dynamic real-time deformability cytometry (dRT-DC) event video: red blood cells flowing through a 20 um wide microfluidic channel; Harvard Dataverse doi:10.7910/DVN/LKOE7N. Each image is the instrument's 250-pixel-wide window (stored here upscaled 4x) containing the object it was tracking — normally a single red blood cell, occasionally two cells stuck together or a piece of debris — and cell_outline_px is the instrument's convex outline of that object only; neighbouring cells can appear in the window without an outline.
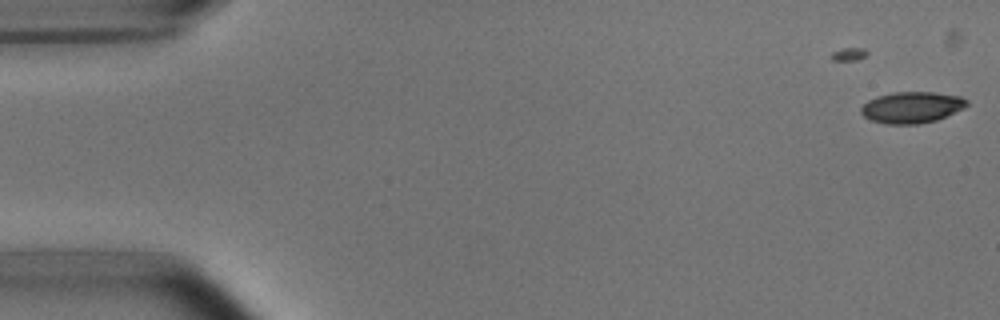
{"species": "common noctule bat (a hibernating species)", "species_latin": "Nyctalus noctula", "temperature_condition": "room temperature", "stored_images_in_passage": 4, "camera_frame_rate_fps": 3000, "um_per_image_px": 0.085, "animal": {"sex": "male", "body_mass_g": 15.6}, "frame": {"image": 1, "passage_image": 2, "time_ms": 1.0, "image_size_px": [1000, 320], "cell_outline_px": [[968, 104], [964, 108], [936, 120], [920, 124], [884, 124], [872, 120], [864, 116], [860, 112], [860, 108], [868, 100], [876, 96], [892, 92], [936, 92], [960, 96], [968, 100]], "centroid_in_image_um": [77.49, 9.12], "position_along_channel_um": 7.5, "area_um2": 19.42}}